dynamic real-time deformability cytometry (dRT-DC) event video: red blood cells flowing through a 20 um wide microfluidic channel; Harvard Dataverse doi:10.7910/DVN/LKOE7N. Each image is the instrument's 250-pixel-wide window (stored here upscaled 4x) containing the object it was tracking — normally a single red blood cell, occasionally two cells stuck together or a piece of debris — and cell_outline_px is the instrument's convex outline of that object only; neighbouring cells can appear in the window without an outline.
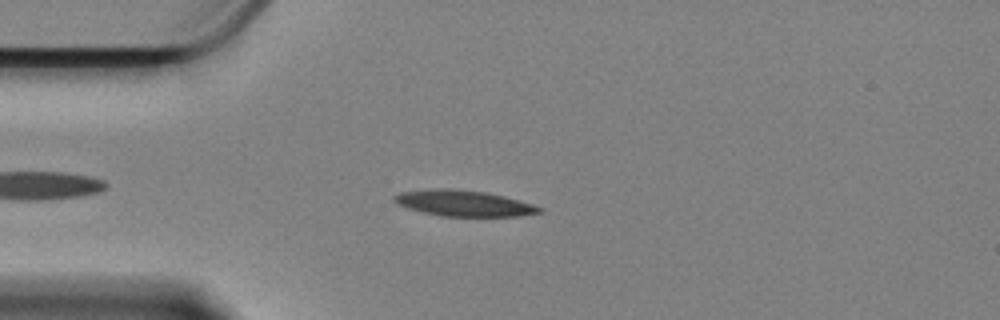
{"species": "Egyptian fruit bat (a non-hibernating species)", "species_latin": "Rousettus aegyptiacus", "temperature_condition": "cold", "stored_images_in_passage": 51, "camera_frame_rate_fps": 3000, "um_per_image_px": 0.085, "animal": {"sex": "female"}, "frame": {"image": 1, "passage_image": 7, "time_ms": 2.0, "image_size_px": [1000, 320], "cell_outline_px": [[544, 212], [520, 216], [440, 216], [408, 208], [396, 204], [392, 200], [392, 196], [400, 192], [432, 188], [452, 188], [484, 192], [504, 196], [532, 204], [544, 208]], "centroid_in_image_um": [39.4, 17.27], "position_along_channel_um": 45.6, "area_um2": 22.08}}
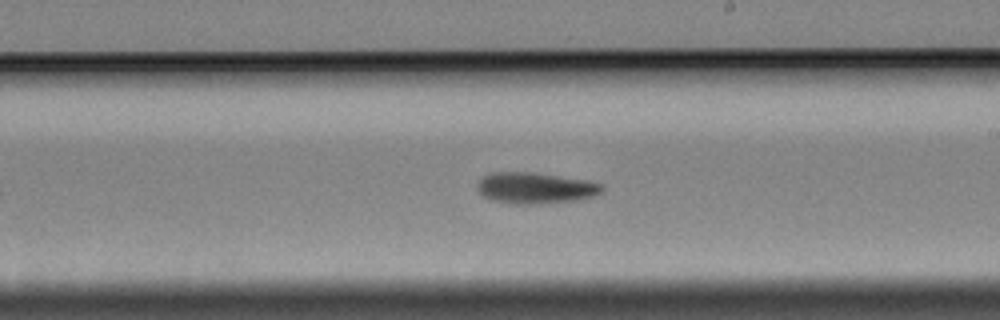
{"frame": {"image": 2, "passage_image": 26, "time_ms": 8.333, "image_size_px": [1000, 320], "cell_outline_px": [[604, 188], [596, 196], [576, 200], [540, 204], [512, 204], [488, 200], [476, 188], [476, 184], [484, 176], [492, 172], [528, 172], [588, 180], [604, 184]], "centroid_in_image_um": [45.5, 15.99], "position_along_channel_um": 243.5, "area_um2": 22.83}}
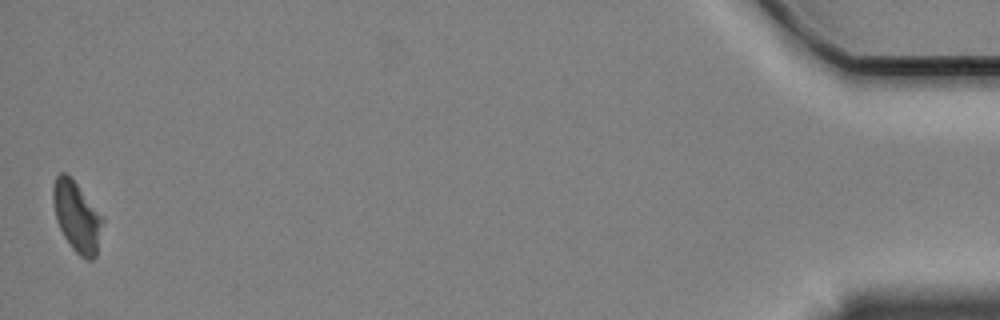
{"frame": {"image": 3, "passage_image": 51, "time_ms": 16.667, "image_size_px": [1000, 320], "cell_outline_px": [[104, 220], [96, 256], [92, 260], [88, 260], [80, 256], [72, 248], [64, 236], [56, 220], [52, 200], [52, 188], [56, 176], [60, 172], [64, 172], [76, 184], [104, 216]], "centroid_in_image_um": [6.54, 18.43], "position_along_channel_um": 428.7, "area_um2": 20.29}, "authors_computed_cell_mechanics": {"area_um2": 21.6172, "velocity_mm_per_s": 3.3395, "shape_relaxation_time_tau1_ms": 7.5809, "shape_relaxation_time_tau2_ms": 6.4369, "deformation_change_tau1": 0.1713, "deformation_change_tau2": 0.1476}}